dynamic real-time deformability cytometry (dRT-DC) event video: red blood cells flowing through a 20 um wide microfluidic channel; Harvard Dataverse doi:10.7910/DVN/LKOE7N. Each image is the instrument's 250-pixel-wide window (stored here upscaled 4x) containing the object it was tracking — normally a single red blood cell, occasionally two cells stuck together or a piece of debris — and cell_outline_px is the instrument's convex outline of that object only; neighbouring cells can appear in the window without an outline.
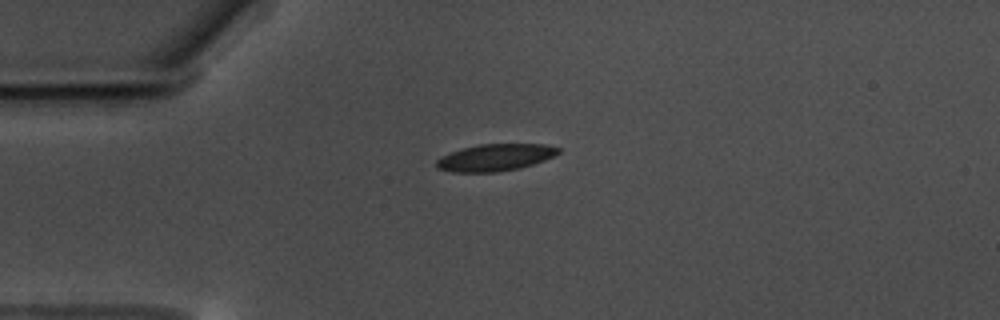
{"species": "common noctule bat (a hibernating species)", "species_latin": "Nyctalus noctula", "temperature_condition": "warm", "stored_images_in_passage": 45, "camera_frame_rate_fps": 3000, "um_per_image_px": 0.085, "animal": {"sex": "male", "body_mass_g": 17.5, "forearm_length_mm": 52.3}, "frame": {"image": 1, "passage_image": 1, "time_ms": 0.0, "image_size_px": [1000, 320], "cell_outline_px": [[560, 152], [544, 160], [520, 168], [496, 172], [452, 172], [436, 168], [436, 160], [452, 152], [464, 148], [480, 144], [544, 144], [560, 148]], "centroid_in_image_um": [42.1, 13.39], "position_along_channel_um": 42.9, "area_um2": 18.9}}
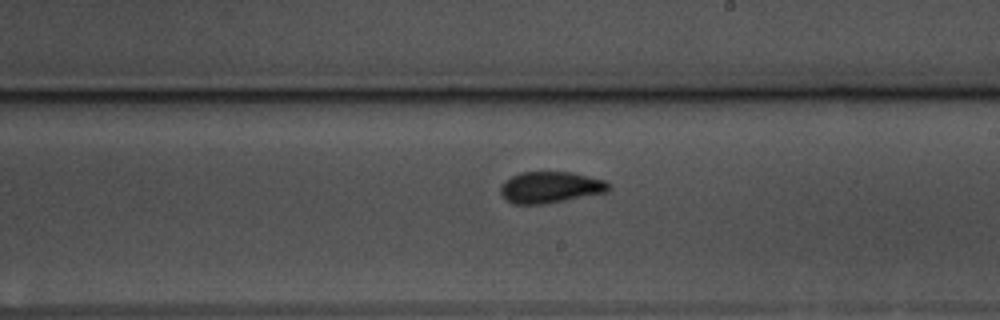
{"frame": {"image": 2, "passage_image": 20, "time_ms": 6.333, "image_size_px": [1000, 320], "cell_outline_px": [[612, 188], [608, 192], [544, 204], [512, 204], [504, 200], [500, 192], [500, 188], [512, 176], [520, 172], [572, 172], [604, 180], [612, 184]], "centroid_in_image_um": [46.81, 15.93], "position_along_channel_um": 242.2, "area_um2": 19.88}}
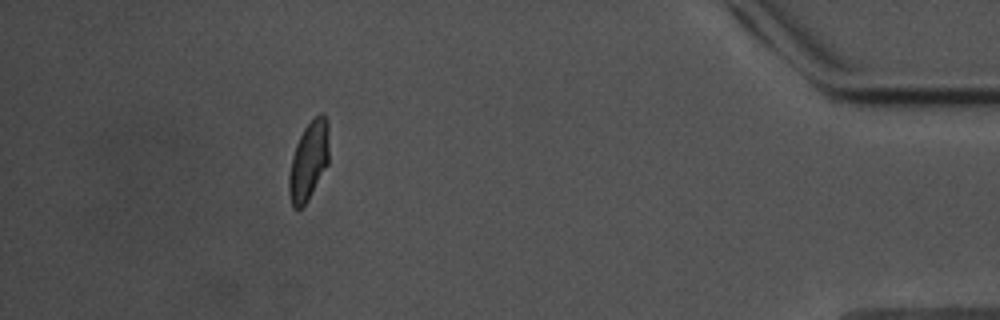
{"frame": {"image": 3, "passage_image": 39, "time_ms": 12.667, "image_size_px": [1000, 320], "cell_outline_px": [[328, 164], [308, 200], [300, 208], [292, 208], [288, 192], [288, 176], [292, 156], [296, 144], [304, 128], [320, 112], [328, 120]], "centroid_in_image_um": [26.22, 13.69], "position_along_channel_um": 409.0, "area_um2": 18.32}, "authors_computed_cell_mechanics": {"area_um2": 19.3052, "velocity_mm_per_s": 3.5066, "shape_relaxation_time_tau1_ms": 4.6111, "shape_relaxation_time_tau2_ms": 0.9454, "deformation_change_tau1": 0.1486, "deformation_change_tau2": 0.0638}}